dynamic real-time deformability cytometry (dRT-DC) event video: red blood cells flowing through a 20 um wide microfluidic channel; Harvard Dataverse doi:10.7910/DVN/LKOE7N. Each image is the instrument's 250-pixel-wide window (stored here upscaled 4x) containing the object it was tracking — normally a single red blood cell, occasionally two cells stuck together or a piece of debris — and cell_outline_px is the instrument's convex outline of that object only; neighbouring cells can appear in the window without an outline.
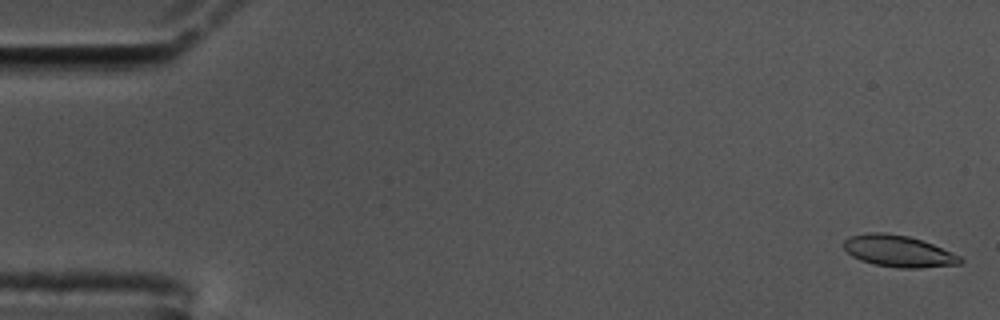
{"species": "common noctule bat (a hibernating species)", "species_latin": "Nyctalus noctula", "temperature_condition": "cold", "stored_images_in_passage": 59, "camera_frame_rate_fps": 3000, "um_per_image_px": 0.085, "animal": {"sex": "male", "body_mass_g": 17.5, "forearm_length_mm": 52.3}, "frame": {"image": 1, "passage_image": 2, "time_ms": 0.333, "image_size_px": [1000, 320], "cell_outline_px": [[964, 260], [960, 264], [920, 268], [900, 268], [876, 264], [860, 260], [852, 256], [844, 248], [844, 240], [852, 236], [868, 232], [884, 232], [908, 236], [932, 244], [960, 256]], "centroid_in_image_um": [76.37, 21.35], "position_along_channel_um": 8.6, "area_um2": 21.21}}
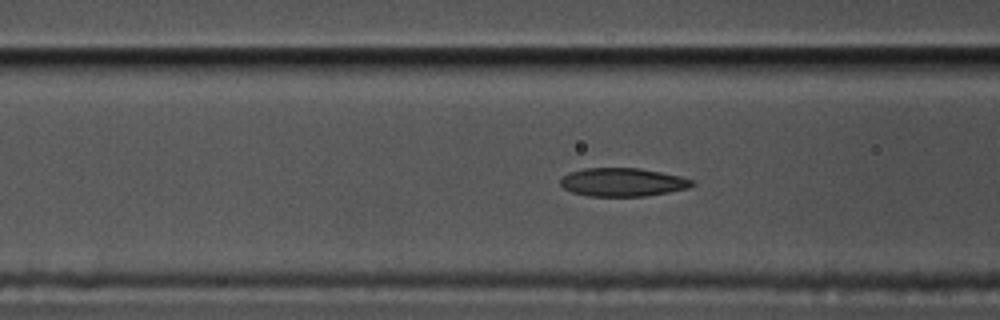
{"frame": {"image": 2, "passage_image": 23, "time_ms": 7.333, "image_size_px": [1000, 320], "cell_outline_px": [[696, 184], [688, 188], [668, 192], [644, 196], [588, 196], [572, 192], [564, 188], [560, 184], [560, 180], [568, 172], [584, 168], [640, 168], [680, 176], [692, 180]], "centroid_in_image_um": [52.91, 15.48], "position_along_channel_um": 113.7, "area_um2": 21.73}}
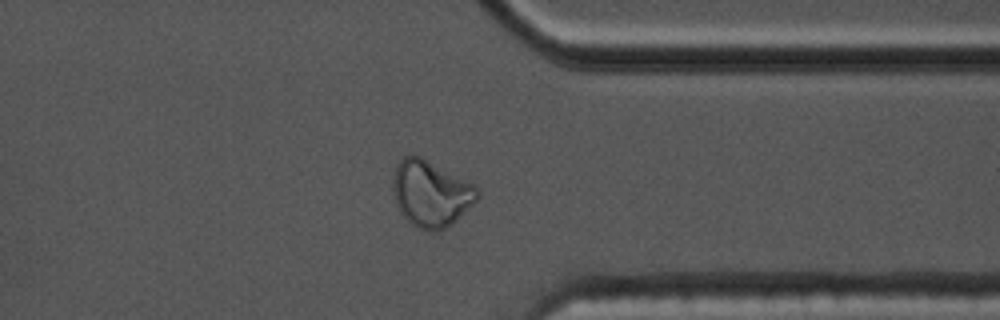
{"frame": {"image": 3, "passage_image": 46, "time_ms": 15.0, "image_size_px": [1000, 320], "cell_outline_px": [[480, 196], [456, 220], [444, 228], [436, 232], [432, 232], [416, 228], [400, 212], [396, 204], [392, 188], [392, 180], [396, 164], [404, 156], [420, 156], [472, 184], [480, 192]], "centroid_in_image_um": [36.58, 16.47], "position_along_channel_um": 374.8, "area_um2": 32.19}, "authors_computed_cell_mechanics": {"area_um2": 22.0218, "velocity_mm_per_s": 3.4534, "shape_relaxation_time_tau1_ms": 10.73, "shape_relaxation_time_tau2_ms": 2.3223, "deformation_change_tau1": 0.2593, "deformation_change_tau2": 0.0701}}